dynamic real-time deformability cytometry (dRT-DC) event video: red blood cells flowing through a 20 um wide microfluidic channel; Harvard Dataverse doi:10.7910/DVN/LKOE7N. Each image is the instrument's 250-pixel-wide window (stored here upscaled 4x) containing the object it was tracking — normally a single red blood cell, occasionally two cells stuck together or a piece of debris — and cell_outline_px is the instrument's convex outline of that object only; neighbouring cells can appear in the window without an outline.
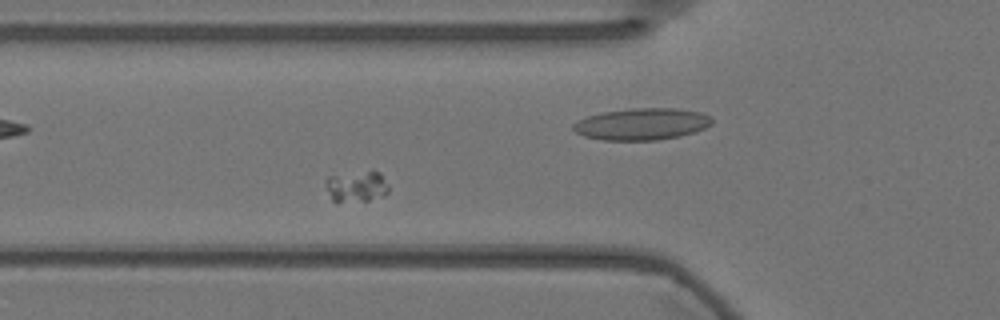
{"species": "Egyptian fruit bat (a non-hibernating species)", "species_latin": "Rousettus aegyptiacus", "temperature_condition": "warm", "stored_images_in_passage": 45, "camera_frame_rate_fps": 3000, "um_per_image_px": 0.085, "animal": {"sex": "female"}, "frame": {"image": 1, "passage_image": 6, "time_ms": 1.667, "image_size_px": [1000, 320], "cell_outline_px": [[388, 192], [384, 196], [368, 200], [336, 204], [332, 200], [324, 184], [324, 180], [328, 176], [372, 168], [380, 172], [388, 184]], "centroid_in_image_um": [30.29, 15.82], "position_along_channel_um": 95.5, "area_um2": 12.2}}
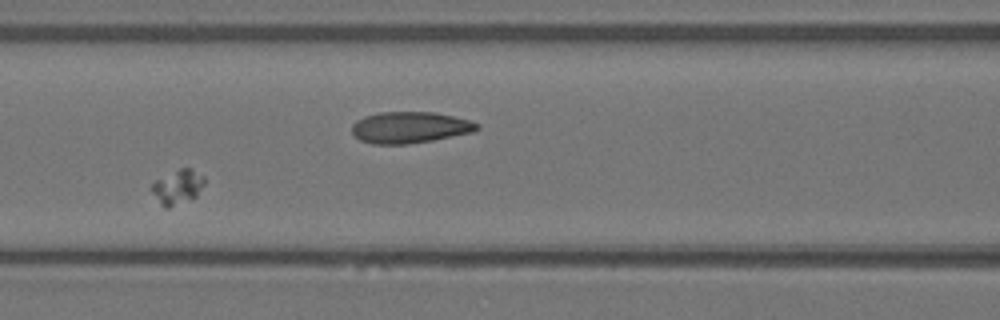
{"frame": {"image": 2, "passage_image": 11, "time_ms": 3.333, "image_size_px": [1000, 320], "cell_outline_px": [[204, 184], [196, 196], [168, 208], [164, 208], [160, 204], [152, 192], [152, 184], [156, 180], [180, 168], [192, 168], [204, 176]], "centroid_in_image_um": [15.1, 15.88], "position_along_channel_um": 151.5, "area_um2": 10.35}}
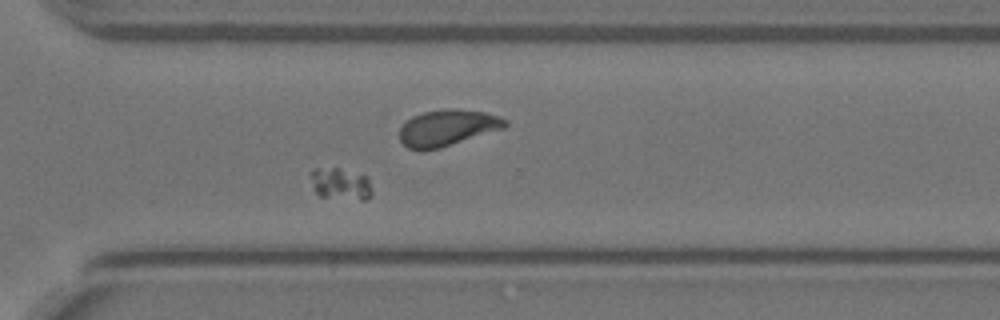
{"frame": {"image": 3, "passage_image": 28, "time_ms": 9.0, "image_size_px": [1000, 320], "cell_outline_px": [[372, 196], [368, 200], [360, 200], [320, 196], [312, 188], [312, 168], [340, 168], [368, 176], [372, 188]], "centroid_in_image_um": [29.0, 15.64], "position_along_channel_um": 341.6, "area_um2": 11.56}}